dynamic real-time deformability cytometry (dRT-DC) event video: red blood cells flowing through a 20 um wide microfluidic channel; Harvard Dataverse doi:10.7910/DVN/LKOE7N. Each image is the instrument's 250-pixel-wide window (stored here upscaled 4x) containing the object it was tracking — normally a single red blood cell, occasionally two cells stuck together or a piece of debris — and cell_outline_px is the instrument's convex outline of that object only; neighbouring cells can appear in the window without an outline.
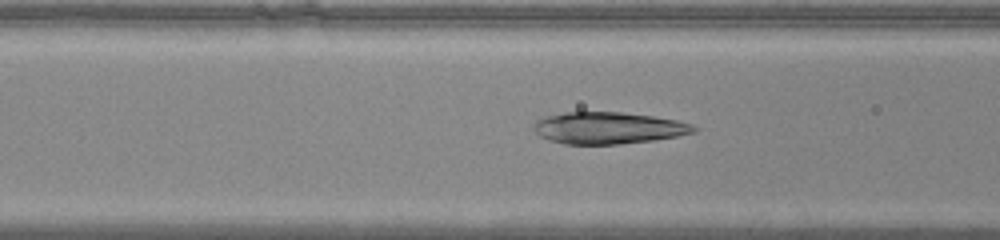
{"species": "common noctule bat (a hibernating species)", "species_latin": "Nyctalus noctula", "temperature_condition": "warm", "stored_images_in_passage": 53, "camera_frame_rate_fps": 3000, "um_per_image_px": 0.085, "animal": {"sex": "male", "body_mass_g": 20.0, "forearm_length_mm": 53.3}, "frame": {"image": 1, "passage_image": 22, "time_ms": 7.0, "image_size_px": [1000, 240], "cell_outline_px": [[696, 132], [676, 136], [652, 140], [620, 144], [564, 144], [540, 136], [536, 132], [532, 124], [536, 120], [544, 116], [564, 112], [624, 112], [652, 116], [676, 120], [692, 124], [696, 128]], "centroid_in_image_um": [51.68, 10.87], "position_along_channel_um": 114.9, "area_um2": 29.59}}
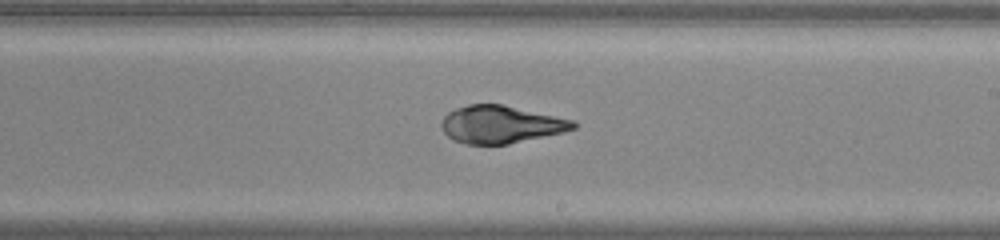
{"frame": {"image": 2, "passage_image": 32, "time_ms": 10.333, "image_size_px": [1000, 240], "cell_outline_px": [[576, 128], [564, 132], [508, 144], [468, 144], [456, 140], [448, 136], [444, 132], [440, 124], [444, 116], [448, 112], [456, 108], [468, 104], [500, 104], [576, 120]], "centroid_in_image_um": [42.59, 10.57], "position_along_channel_um": 246.4, "area_um2": 28.73}}
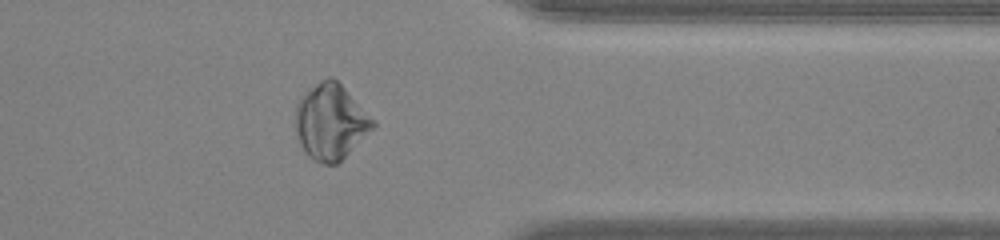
{"frame": {"image": 3, "passage_image": 43, "time_ms": 14.0, "image_size_px": [1000, 240], "cell_outline_px": [[376, 124], [336, 164], [324, 164], [312, 160], [304, 152], [296, 136], [296, 104], [300, 96], [308, 88], [320, 80], [328, 76], [332, 76], [376, 120]], "centroid_in_image_um": [28.06, 10.33], "position_along_channel_um": 383.3, "area_um2": 33.87}}